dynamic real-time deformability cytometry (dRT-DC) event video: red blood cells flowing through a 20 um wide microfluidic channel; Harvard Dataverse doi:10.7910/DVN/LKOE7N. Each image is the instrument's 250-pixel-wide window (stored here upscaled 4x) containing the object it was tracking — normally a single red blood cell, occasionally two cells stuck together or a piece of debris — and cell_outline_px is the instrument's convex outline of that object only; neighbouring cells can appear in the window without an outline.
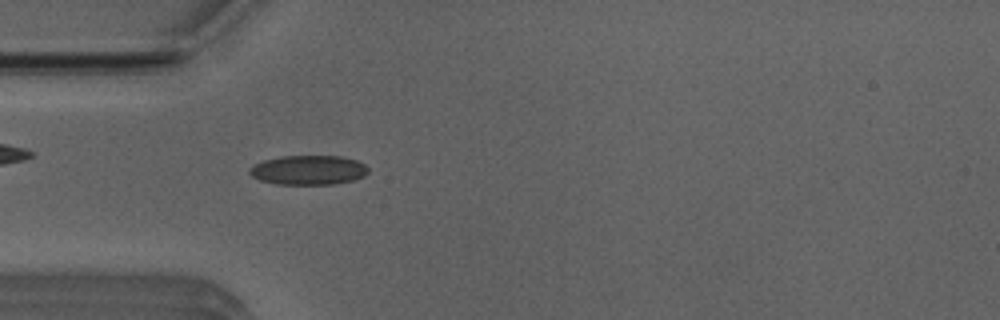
{"species": "Egyptian fruit bat (a non-hibernating species)", "species_latin": "Rousettus aegyptiacus", "temperature_condition": "room temperature", "stored_images_in_passage": 46, "camera_frame_rate_fps": 3000, "um_per_image_px": 0.085, "animal": {"sex": "male"}, "frame": {"image": 1, "passage_image": 10, "time_ms": 3.0, "image_size_px": [1000, 320], "cell_outline_px": [[368, 172], [364, 176], [352, 180], [332, 184], [276, 184], [260, 180], [252, 176], [248, 172], [248, 168], [252, 164], [264, 160], [280, 156], [340, 156], [356, 160], [364, 164], [368, 168]], "centroid_in_image_um": [26.17, 14.45], "position_along_channel_um": 58.8, "area_um2": 20.4}}
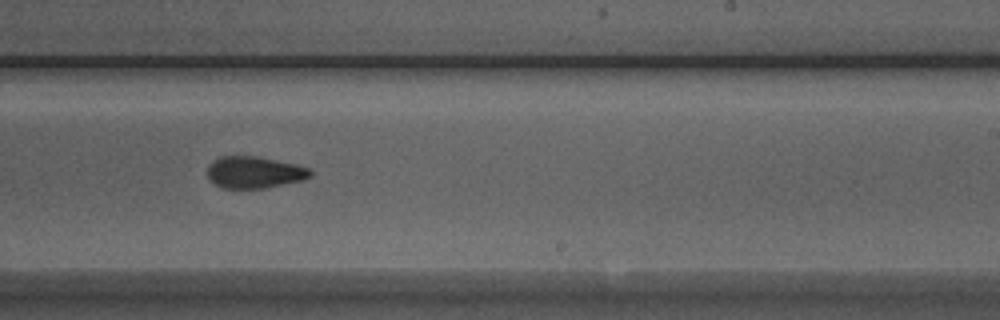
{"frame": {"image": 2, "passage_image": 26, "time_ms": 8.333, "image_size_px": [1000, 320], "cell_outline_px": [[312, 176], [300, 180], [264, 188], [220, 188], [208, 180], [208, 164], [212, 160], [220, 156], [256, 156], [296, 164], [308, 168], [312, 172]], "centroid_in_image_um": [21.56, 14.64], "position_along_channel_um": 267.4, "area_um2": 19.07}}
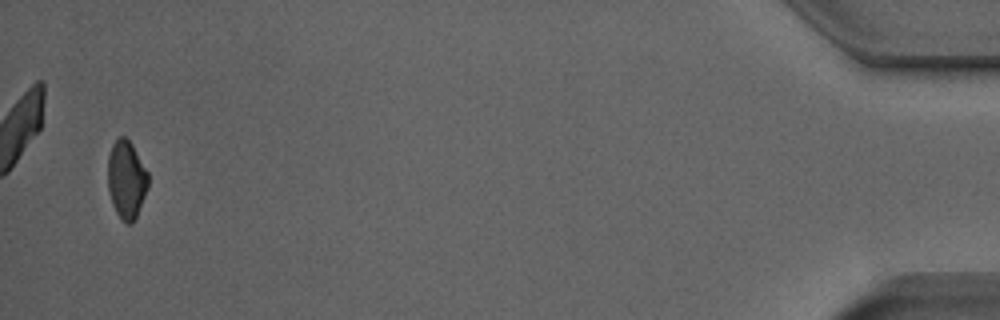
{"frame": {"image": 3, "passage_image": 45, "time_ms": 14.667, "image_size_px": [1000, 320], "cell_outline_px": [[148, 184], [144, 196], [136, 216], [132, 224], [128, 224], [116, 212], [112, 204], [108, 188], [108, 156], [112, 144], [120, 136], [124, 136], [132, 144], [148, 172]], "centroid_in_image_um": [10.73, 15.23], "position_along_channel_um": 424.5, "area_um2": 18.09}, "authors_computed_cell_mechanics": {"area_um2": 19.4208, "velocity_mm_per_s": 3.949, "shape_relaxation_time_tau1_ms": null, "shape_relaxation_time_tau2_ms": 2.4243, "deformation_change_tau1": null, "deformation_change_tau2": 0.0727}}